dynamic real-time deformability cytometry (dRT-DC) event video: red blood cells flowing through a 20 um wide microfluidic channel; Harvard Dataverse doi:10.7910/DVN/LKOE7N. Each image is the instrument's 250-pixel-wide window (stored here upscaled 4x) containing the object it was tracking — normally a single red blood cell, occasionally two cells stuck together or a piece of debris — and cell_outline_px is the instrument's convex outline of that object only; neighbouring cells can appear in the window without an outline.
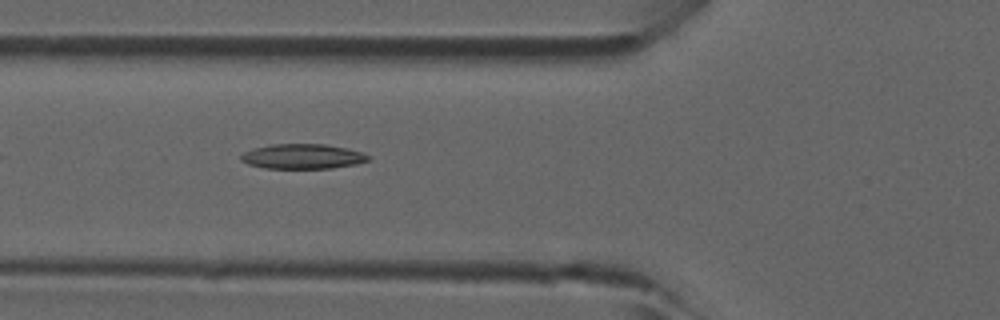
{"species": "common noctule bat (a hibernating species)", "species_latin": "Nyctalus noctula", "temperature_condition": "room temperature", "stored_images_in_passage": 4, "camera_frame_rate_fps": 3000, "um_per_image_px": 0.085, "animal": {"sex": "male", "forearm_length_mm": 52.5}, "frame": {"image": 1, "passage_image": 4, "time_ms": 1.0, "image_size_px": [1000, 320], "cell_outline_px": [[372, 160], [356, 164], [332, 168], [264, 168], [248, 164], [240, 160], [240, 156], [244, 152], [256, 148], [272, 144], [324, 144], [348, 148], [372, 156]], "centroid_in_image_um": [25.77, 13.3], "position_along_channel_um": 100.0, "area_um2": 18.5}}